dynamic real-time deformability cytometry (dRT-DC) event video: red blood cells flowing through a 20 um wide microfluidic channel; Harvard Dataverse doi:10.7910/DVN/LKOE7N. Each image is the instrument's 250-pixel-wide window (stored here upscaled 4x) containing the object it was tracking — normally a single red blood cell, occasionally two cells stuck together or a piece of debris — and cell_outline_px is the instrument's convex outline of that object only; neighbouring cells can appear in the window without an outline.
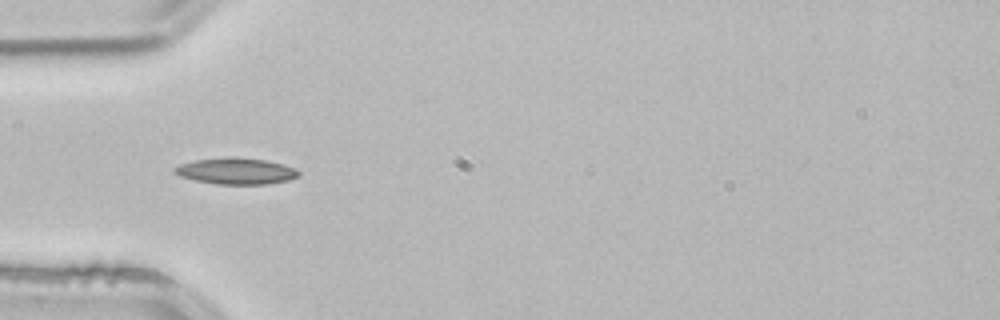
{"species": "common noctule bat (a hibernating species)", "species_latin": "Nyctalus noctula", "temperature_condition": "room temperature", "stored_images_in_passage": 1, "camera_frame_rate_fps": 3000, "um_per_image_px": 0.085, "animal": {"sex": "male", "body_mass_g": 21.5, "forearm_length_mm": 52.0}, "frame": {"image": 1, "passage_image": 1, "time_ms": 0.0, "image_size_px": [1000, 320], "cell_outline_px": [[300, 176], [288, 180], [268, 184], [216, 184], [196, 180], [180, 176], [172, 168], [180, 164], [196, 160], [228, 156], [236, 156], [264, 160], [284, 164], [300, 172]], "centroid_in_image_um": [20.08, 14.53], "position_along_channel_um": 64.9, "area_um2": 19.02}}